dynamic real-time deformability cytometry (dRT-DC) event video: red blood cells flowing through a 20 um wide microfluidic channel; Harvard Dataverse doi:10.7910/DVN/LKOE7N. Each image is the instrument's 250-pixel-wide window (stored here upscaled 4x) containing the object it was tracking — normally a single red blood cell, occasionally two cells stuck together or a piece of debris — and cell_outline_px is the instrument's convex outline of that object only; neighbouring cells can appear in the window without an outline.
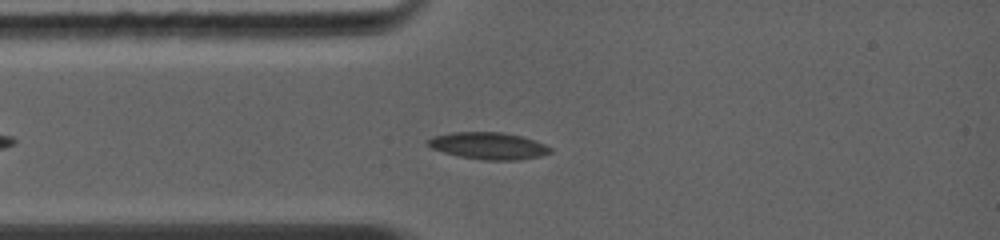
{"species": "common noctule bat (a hibernating species)", "species_latin": "Nyctalus noctula", "temperature_condition": "warm", "stored_images_in_passage": 7, "camera_frame_rate_fps": 5000, "um_per_image_px": 0.085, "animal": {"sex": "female", "body_mass_g": 19.0, "forearm_length_mm": 56.7}, "frame": {"image": 1, "passage_image": 7, "time_ms": 2.2, "image_size_px": [1000, 240], "cell_outline_px": [[552, 152], [540, 156], [516, 160], [484, 160], [460, 156], [444, 152], [432, 148], [428, 144], [428, 140], [432, 136], [452, 132], [500, 132], [520, 136], [544, 144], [552, 148]], "centroid_in_image_um": [41.52, 12.39], "position_along_channel_um": 43.5, "area_um2": 18.96}}